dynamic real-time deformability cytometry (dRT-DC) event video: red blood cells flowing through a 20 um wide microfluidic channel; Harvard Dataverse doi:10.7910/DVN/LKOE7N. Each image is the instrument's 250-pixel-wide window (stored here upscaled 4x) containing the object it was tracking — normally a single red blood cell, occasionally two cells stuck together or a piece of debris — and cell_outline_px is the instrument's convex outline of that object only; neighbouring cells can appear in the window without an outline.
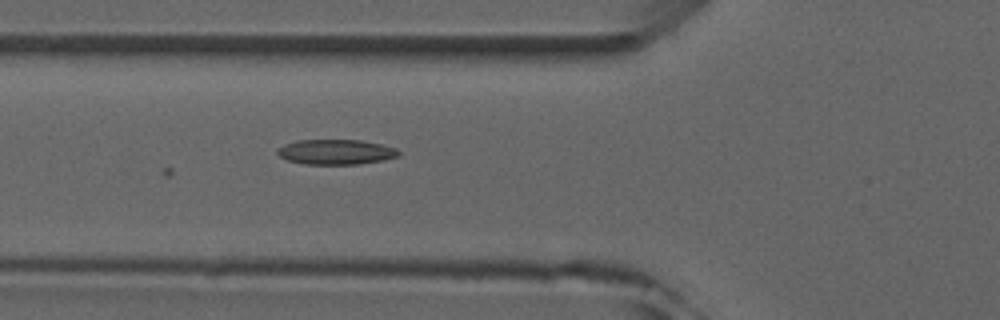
{"species": "common noctule bat (a hibernating species)", "species_latin": "Nyctalus noctula", "temperature_condition": "room temperature", "stored_images_in_passage": 4, "camera_frame_rate_fps": 3000, "um_per_image_px": 0.085, "animal": {"sex": "male", "forearm_length_mm": 52.5}, "frame": {"image": 1, "passage_image": 4, "time_ms": 4.333, "image_size_px": [1000, 320], "cell_outline_px": [[400, 156], [384, 160], [356, 164], [304, 164], [288, 160], [280, 156], [276, 152], [276, 148], [284, 144], [296, 140], [360, 140], [380, 144], [396, 148], [400, 152]], "centroid_in_image_um": [28.54, 12.91], "position_along_channel_um": 97.3, "area_um2": 17.74}}